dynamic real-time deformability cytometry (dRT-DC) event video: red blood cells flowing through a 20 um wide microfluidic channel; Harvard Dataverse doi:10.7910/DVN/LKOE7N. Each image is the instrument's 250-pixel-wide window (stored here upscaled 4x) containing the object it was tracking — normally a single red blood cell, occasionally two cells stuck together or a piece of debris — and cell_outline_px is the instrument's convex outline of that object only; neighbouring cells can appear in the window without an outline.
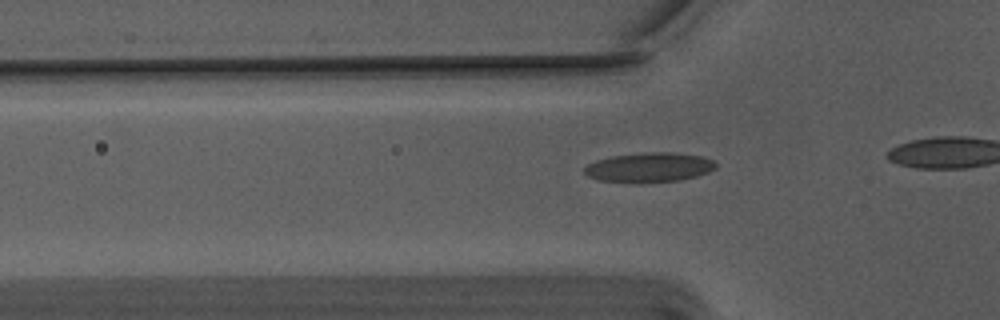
{"species": "Egyptian fruit bat (a non-hibernating species)", "species_latin": "Rousettus aegyptiacus", "temperature_condition": "warm", "stored_images_in_passage": 33, "camera_frame_rate_fps": 3000, "um_per_image_px": 0.085, "animal": {"sex": "male"}, "frame": {"image": 1, "passage_image": 8, "time_ms": 2.333, "image_size_px": [1000, 320], "cell_outline_px": [[716, 168], [708, 172], [696, 176], [680, 180], [600, 180], [588, 176], [584, 172], [584, 168], [588, 164], [596, 160], [612, 156], [644, 152], [672, 152], [700, 156], [712, 160], [716, 164]], "centroid_in_image_um": [55.21, 14.18], "position_along_channel_um": 70.6, "area_um2": 21.68}}
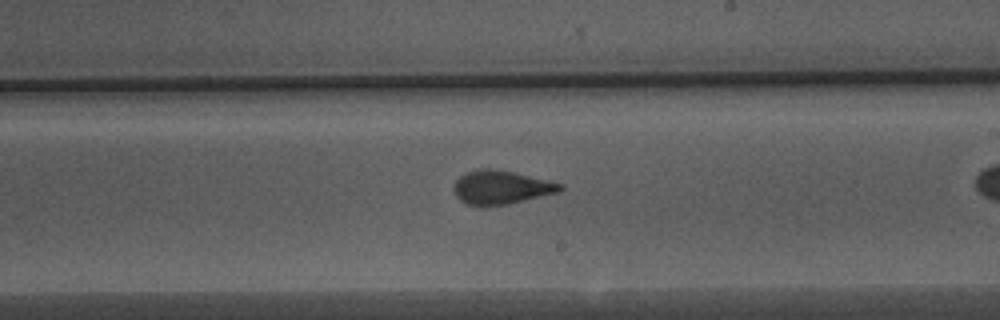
{"frame": {"image": 2, "passage_image": 22, "time_ms": 7.0, "image_size_px": [1000, 320], "cell_outline_px": [[564, 188], [560, 192], [508, 204], [480, 208], [464, 204], [456, 196], [452, 188], [456, 180], [460, 176], [468, 172], [480, 168], [488, 168], [512, 172], [564, 184]], "centroid_in_image_um": [42.56, 15.96], "position_along_channel_um": 246.4, "area_um2": 21.15}}
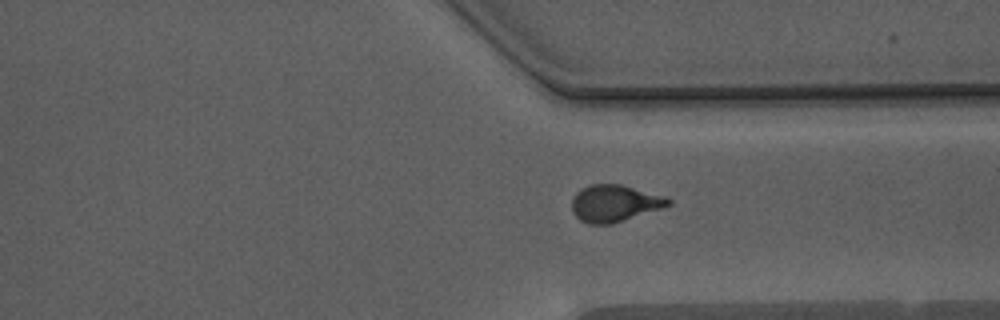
{"frame": {"image": 3, "passage_image": 31, "time_ms": 10.0, "image_size_px": [1000, 320], "cell_outline_px": [[672, 204], [612, 224], [588, 224], [580, 220], [572, 212], [572, 200], [576, 192], [592, 184], [620, 184], [668, 196], [672, 200]], "centroid_in_image_um": [52.25, 17.27], "position_along_channel_um": 359.1, "area_um2": 20.69}}